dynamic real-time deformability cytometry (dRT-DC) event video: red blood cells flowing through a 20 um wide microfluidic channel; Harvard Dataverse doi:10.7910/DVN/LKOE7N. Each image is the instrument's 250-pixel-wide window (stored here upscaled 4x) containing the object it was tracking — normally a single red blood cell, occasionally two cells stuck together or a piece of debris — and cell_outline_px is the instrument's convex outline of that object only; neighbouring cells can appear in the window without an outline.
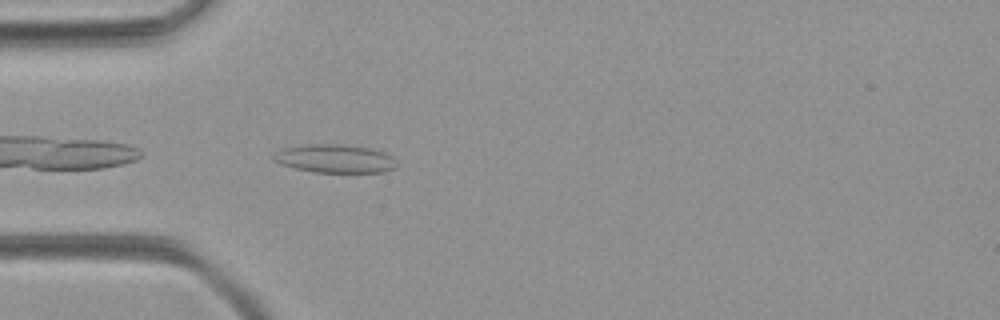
{"species": "common noctule bat (a hibernating species)", "species_latin": "Nyctalus noctula", "temperature_condition": "room temperature", "stored_images_in_passage": 37, "camera_frame_rate_fps": 3000, "um_per_image_px": 0.085, "animal": {"sex": "female", "body_mass_g": 21.9}, "frame": {"image": 1, "passage_image": 2, "time_ms": 0.333, "image_size_px": [1000, 320], "cell_outline_px": [[396, 168], [384, 172], [312, 172], [280, 164], [272, 160], [272, 156], [276, 152], [284, 148], [308, 144], [340, 144], [372, 148], [384, 152], [392, 156], [396, 160]], "centroid_in_image_um": [28.49, 13.48], "position_along_channel_um": 56.5, "area_um2": 20.46}}
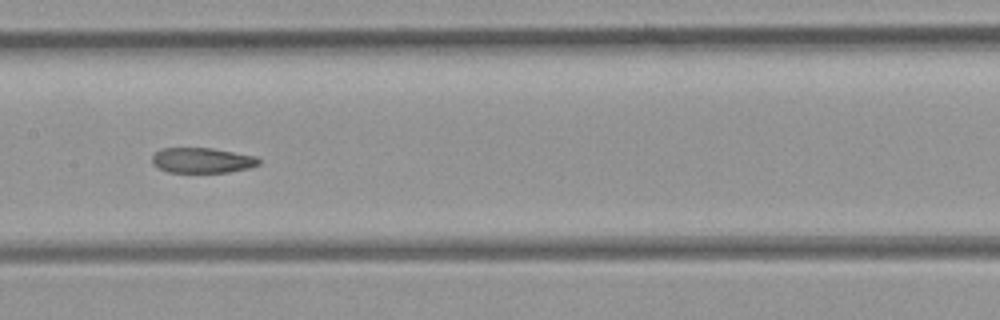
{"frame": {"image": 2, "passage_image": 12, "time_ms": 3.667, "image_size_px": [1000, 320], "cell_outline_px": [[260, 164], [248, 168], [228, 172], [168, 172], [152, 164], [152, 156], [156, 152], [164, 148], [212, 148], [256, 156], [260, 160]], "centroid_in_image_um": [17.19, 13.63], "position_along_channel_um": 190.2, "area_um2": 15.61}}
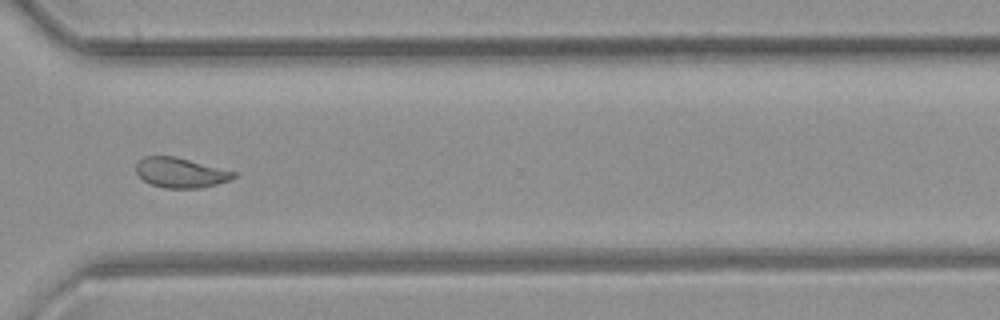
{"frame": {"image": 3, "passage_image": 24, "time_ms": 7.667, "image_size_px": [1000, 320], "cell_outline_px": [[236, 176], [228, 180], [216, 184], [200, 188], [164, 188], [152, 184], [144, 180], [136, 172], [136, 164], [144, 156], [176, 156], [236, 172]], "centroid_in_image_um": [15.34, 14.67], "position_along_channel_um": 355.3, "area_um2": 16.88}}